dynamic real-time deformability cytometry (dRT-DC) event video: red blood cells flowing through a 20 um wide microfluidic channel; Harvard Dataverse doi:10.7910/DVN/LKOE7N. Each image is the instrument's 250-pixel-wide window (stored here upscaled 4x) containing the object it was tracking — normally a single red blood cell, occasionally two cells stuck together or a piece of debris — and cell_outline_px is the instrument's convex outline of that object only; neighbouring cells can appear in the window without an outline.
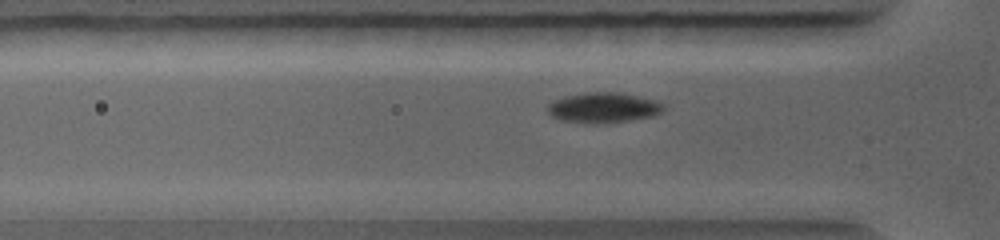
{"species": "common noctule bat (a hibernating species)", "species_latin": "Nyctalus noctula", "temperature_condition": "warm", "stored_images_in_passage": 51, "camera_frame_rate_fps": 5000, "um_per_image_px": 0.085, "animal": {"sex": "female", "body_mass_g": 19.0, "forearm_length_mm": 56.7}, "frame": {"image": 1, "passage_image": 13, "time_ms": 2.4, "image_size_px": [1000, 240], "cell_outline_px": [[664, 108], [660, 112], [652, 116], [608, 124], [584, 124], [560, 120], [552, 116], [548, 112], [548, 104], [552, 100], [564, 96], [584, 92], [620, 92], [656, 100], [664, 104]], "centroid_in_image_um": [51.25, 9.16], "position_along_channel_um": 74.6, "area_um2": 20.87}}
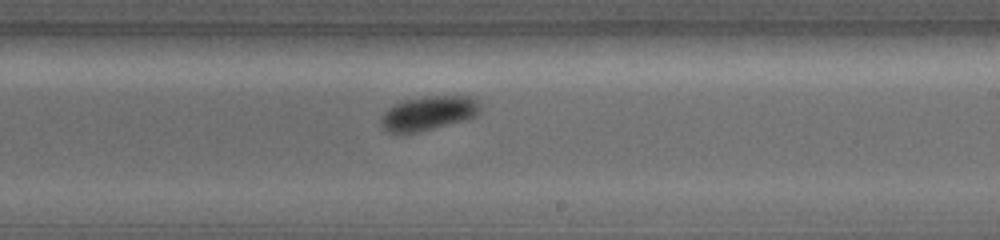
{"frame": {"image": 2, "passage_image": 30, "time_ms": 5.8, "image_size_px": [1000, 240], "cell_outline_px": [[484, 108], [476, 116], [464, 120], [416, 132], [388, 132], [380, 124], [380, 116], [392, 104], [400, 100], [424, 96], [456, 92], [472, 92], [480, 100]], "centroid_in_image_um": [36.57, 9.5], "position_along_channel_um": 252.4, "area_um2": 21.15}}
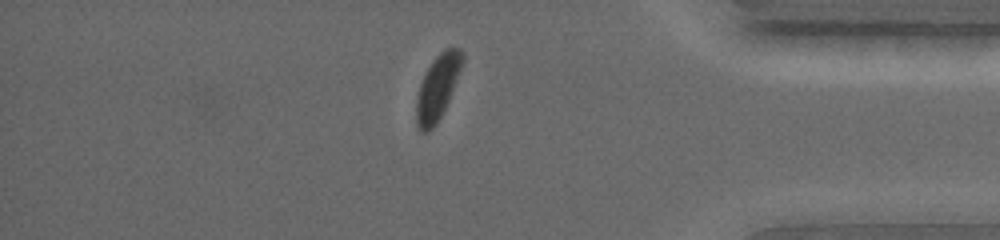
{"frame": {"image": 3, "passage_image": 46, "time_ms": 9.0, "image_size_px": [1000, 240], "cell_outline_px": [[464, 60], [448, 100], [436, 124], [428, 132], [424, 132], [416, 124], [416, 100], [420, 84], [424, 72], [432, 60], [444, 48], [460, 48], [464, 52]], "centroid_in_image_um": [37.18, 7.37], "position_along_channel_um": 398.0, "area_um2": 17.17}}